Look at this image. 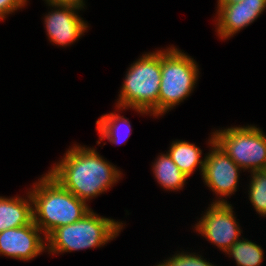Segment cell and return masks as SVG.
Wrapping results in <instances>:
<instances>
[{"mask_svg": "<svg viewBox=\"0 0 266 266\" xmlns=\"http://www.w3.org/2000/svg\"><path fill=\"white\" fill-rule=\"evenodd\" d=\"M96 151L75 144L67 150L60 162L54 163L48 174L86 203L107 192L122 177L121 171Z\"/></svg>", "mask_w": 266, "mask_h": 266, "instance_id": "obj_1", "label": "cell"}, {"mask_svg": "<svg viewBox=\"0 0 266 266\" xmlns=\"http://www.w3.org/2000/svg\"><path fill=\"white\" fill-rule=\"evenodd\" d=\"M30 189L33 222L46 238L56 228L80 220L91 208L48 173Z\"/></svg>", "mask_w": 266, "mask_h": 266, "instance_id": "obj_2", "label": "cell"}, {"mask_svg": "<svg viewBox=\"0 0 266 266\" xmlns=\"http://www.w3.org/2000/svg\"><path fill=\"white\" fill-rule=\"evenodd\" d=\"M161 81V50L142 55L131 64L122 84L117 109L131 108L158 117Z\"/></svg>", "mask_w": 266, "mask_h": 266, "instance_id": "obj_3", "label": "cell"}, {"mask_svg": "<svg viewBox=\"0 0 266 266\" xmlns=\"http://www.w3.org/2000/svg\"><path fill=\"white\" fill-rule=\"evenodd\" d=\"M122 228V222L90 210L77 222L53 230L46 237V250L54 255L101 247L117 237Z\"/></svg>", "mask_w": 266, "mask_h": 266, "instance_id": "obj_4", "label": "cell"}, {"mask_svg": "<svg viewBox=\"0 0 266 266\" xmlns=\"http://www.w3.org/2000/svg\"><path fill=\"white\" fill-rule=\"evenodd\" d=\"M197 65L192 57L174 46L161 50L158 116L166 114L190 95L199 77Z\"/></svg>", "mask_w": 266, "mask_h": 266, "instance_id": "obj_5", "label": "cell"}, {"mask_svg": "<svg viewBox=\"0 0 266 266\" xmlns=\"http://www.w3.org/2000/svg\"><path fill=\"white\" fill-rule=\"evenodd\" d=\"M214 142L244 171L265 170L266 135L253 125L212 132Z\"/></svg>", "mask_w": 266, "mask_h": 266, "instance_id": "obj_6", "label": "cell"}, {"mask_svg": "<svg viewBox=\"0 0 266 266\" xmlns=\"http://www.w3.org/2000/svg\"><path fill=\"white\" fill-rule=\"evenodd\" d=\"M208 143L212 150L204 156L205 163L201 177H203L205 185L212 189V192L220 195L221 198L215 199V203H227L223 198L231 196L237 191L239 172L243 169L214 142V134L211 135Z\"/></svg>", "mask_w": 266, "mask_h": 266, "instance_id": "obj_7", "label": "cell"}, {"mask_svg": "<svg viewBox=\"0 0 266 266\" xmlns=\"http://www.w3.org/2000/svg\"><path fill=\"white\" fill-rule=\"evenodd\" d=\"M233 213L230 203L212 202L194 227L199 234L211 241L210 243L226 252L240 240L241 235V229Z\"/></svg>", "mask_w": 266, "mask_h": 266, "instance_id": "obj_8", "label": "cell"}, {"mask_svg": "<svg viewBox=\"0 0 266 266\" xmlns=\"http://www.w3.org/2000/svg\"><path fill=\"white\" fill-rule=\"evenodd\" d=\"M33 220L22 227L0 232V254L13 259L29 261L46 250V238Z\"/></svg>", "mask_w": 266, "mask_h": 266, "instance_id": "obj_9", "label": "cell"}, {"mask_svg": "<svg viewBox=\"0 0 266 266\" xmlns=\"http://www.w3.org/2000/svg\"><path fill=\"white\" fill-rule=\"evenodd\" d=\"M54 8L45 15L44 24L50 42L58 46L74 43L86 32L88 23L78 15L79 8L56 5L46 2ZM77 11V12H76Z\"/></svg>", "mask_w": 266, "mask_h": 266, "instance_id": "obj_10", "label": "cell"}, {"mask_svg": "<svg viewBox=\"0 0 266 266\" xmlns=\"http://www.w3.org/2000/svg\"><path fill=\"white\" fill-rule=\"evenodd\" d=\"M216 30L226 40L253 23L266 9V0H242L232 4H217Z\"/></svg>", "mask_w": 266, "mask_h": 266, "instance_id": "obj_11", "label": "cell"}, {"mask_svg": "<svg viewBox=\"0 0 266 266\" xmlns=\"http://www.w3.org/2000/svg\"><path fill=\"white\" fill-rule=\"evenodd\" d=\"M19 196L7 198L0 196V232L6 229L22 227L33 220L32 199Z\"/></svg>", "mask_w": 266, "mask_h": 266, "instance_id": "obj_12", "label": "cell"}, {"mask_svg": "<svg viewBox=\"0 0 266 266\" xmlns=\"http://www.w3.org/2000/svg\"><path fill=\"white\" fill-rule=\"evenodd\" d=\"M169 148L167 154L187 177L193 174L196 167L203 174L205 159H200L202 150L194 143L176 140Z\"/></svg>", "mask_w": 266, "mask_h": 266, "instance_id": "obj_13", "label": "cell"}, {"mask_svg": "<svg viewBox=\"0 0 266 266\" xmlns=\"http://www.w3.org/2000/svg\"><path fill=\"white\" fill-rule=\"evenodd\" d=\"M118 114L114 112L104 114L96 121V130L100 134V141H97L98 145L105 138L112 144L127 142L128 137L131 135V124L127 118ZM121 129H124L125 133H123V130L121 132Z\"/></svg>", "mask_w": 266, "mask_h": 266, "instance_id": "obj_14", "label": "cell"}, {"mask_svg": "<svg viewBox=\"0 0 266 266\" xmlns=\"http://www.w3.org/2000/svg\"><path fill=\"white\" fill-rule=\"evenodd\" d=\"M152 168L155 179H157V182L163 188L170 191L183 189L188 177L179 169L167 153L160 154Z\"/></svg>", "mask_w": 266, "mask_h": 266, "instance_id": "obj_15", "label": "cell"}, {"mask_svg": "<svg viewBox=\"0 0 266 266\" xmlns=\"http://www.w3.org/2000/svg\"><path fill=\"white\" fill-rule=\"evenodd\" d=\"M225 253L236 261L237 266H260L264 261V252L260 245L242 238Z\"/></svg>", "mask_w": 266, "mask_h": 266, "instance_id": "obj_16", "label": "cell"}, {"mask_svg": "<svg viewBox=\"0 0 266 266\" xmlns=\"http://www.w3.org/2000/svg\"><path fill=\"white\" fill-rule=\"evenodd\" d=\"M251 173L249 200L260 216H266V170Z\"/></svg>", "mask_w": 266, "mask_h": 266, "instance_id": "obj_17", "label": "cell"}, {"mask_svg": "<svg viewBox=\"0 0 266 266\" xmlns=\"http://www.w3.org/2000/svg\"><path fill=\"white\" fill-rule=\"evenodd\" d=\"M196 253L179 252L156 266H214Z\"/></svg>", "mask_w": 266, "mask_h": 266, "instance_id": "obj_18", "label": "cell"}, {"mask_svg": "<svg viewBox=\"0 0 266 266\" xmlns=\"http://www.w3.org/2000/svg\"><path fill=\"white\" fill-rule=\"evenodd\" d=\"M27 0H0V20L5 19L6 15L11 14L24 5H27Z\"/></svg>", "mask_w": 266, "mask_h": 266, "instance_id": "obj_19", "label": "cell"}, {"mask_svg": "<svg viewBox=\"0 0 266 266\" xmlns=\"http://www.w3.org/2000/svg\"><path fill=\"white\" fill-rule=\"evenodd\" d=\"M45 2L56 5L73 6L79 9H82L85 6L84 0H45Z\"/></svg>", "mask_w": 266, "mask_h": 266, "instance_id": "obj_20", "label": "cell"}, {"mask_svg": "<svg viewBox=\"0 0 266 266\" xmlns=\"http://www.w3.org/2000/svg\"><path fill=\"white\" fill-rule=\"evenodd\" d=\"M242 0H218V4H232V3H235V2H240Z\"/></svg>", "mask_w": 266, "mask_h": 266, "instance_id": "obj_21", "label": "cell"}]
</instances>
